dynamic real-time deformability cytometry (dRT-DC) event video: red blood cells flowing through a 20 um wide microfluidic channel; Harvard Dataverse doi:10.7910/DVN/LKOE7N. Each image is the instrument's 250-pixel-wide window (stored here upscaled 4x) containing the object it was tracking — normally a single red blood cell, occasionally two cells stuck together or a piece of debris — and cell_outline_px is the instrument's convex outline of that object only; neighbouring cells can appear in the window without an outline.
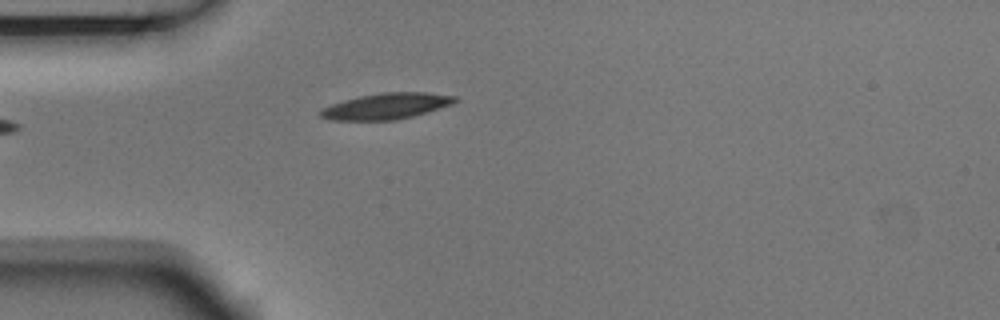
{"species": "Egyptian fruit bat (a non-hibernating species)", "species_latin": "Rousettus aegyptiacus", "temperature_condition": "room temperature", "stored_images_in_passage": 5, "camera_frame_rate_fps": 3000, "um_per_image_px": 0.085, "animal": {"sex": "male"}, "frame": {"image": 1, "passage_image": 5, "time_ms": 1.333, "image_size_px": [1000, 320], "cell_outline_px": [[456, 100], [452, 104], [412, 116], [396, 120], [332, 120], [320, 116], [316, 112], [320, 108], [344, 100], [360, 96], [380, 92], [428, 92], [456, 96]], "centroid_in_image_um": [32.78, 9.02], "position_along_channel_um": 52.2, "area_um2": 20.35}}